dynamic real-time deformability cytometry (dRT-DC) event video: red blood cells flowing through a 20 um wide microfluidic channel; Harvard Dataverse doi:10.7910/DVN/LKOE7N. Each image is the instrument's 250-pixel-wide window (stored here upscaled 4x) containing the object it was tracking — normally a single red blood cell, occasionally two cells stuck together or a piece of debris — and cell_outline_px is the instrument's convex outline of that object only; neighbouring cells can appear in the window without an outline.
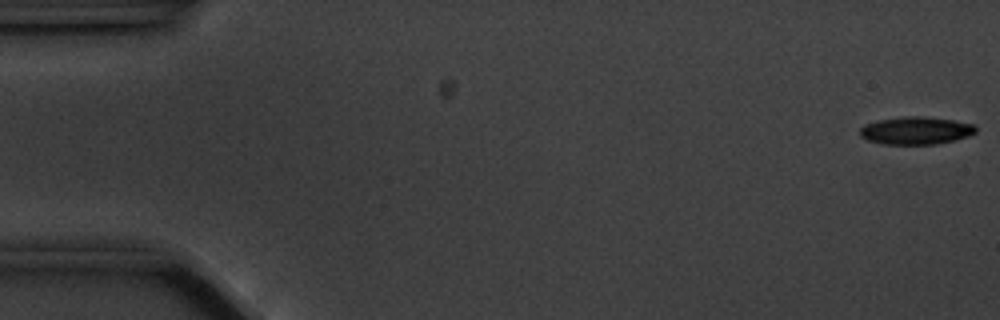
{"species": "common noctule bat (a hibernating species)", "species_latin": "Nyctalus noctula", "temperature_condition": "cold", "stored_images_in_passage": 58, "segment_of_instrument_passage": [1, 2], "camera_frame_rate_fps": 3000, "um_per_image_px": 0.085, "animal": {"sex": "male", "body_mass_g": 20.1, "forearm_length_mm": 53.5}, "frame": {"image": 1, "passage_image": 1, "time_ms": 0.0, "image_size_px": [1000, 320], "cell_outline_px": [[976, 132], [968, 136], [956, 140], [936, 144], [884, 144], [868, 140], [860, 136], [860, 128], [864, 124], [876, 120], [904, 116], [924, 116], [952, 120], [972, 124], [976, 128]], "centroid_in_image_um": [77.83, 11.09], "position_along_channel_um": 7.2, "area_um2": 18.73}}
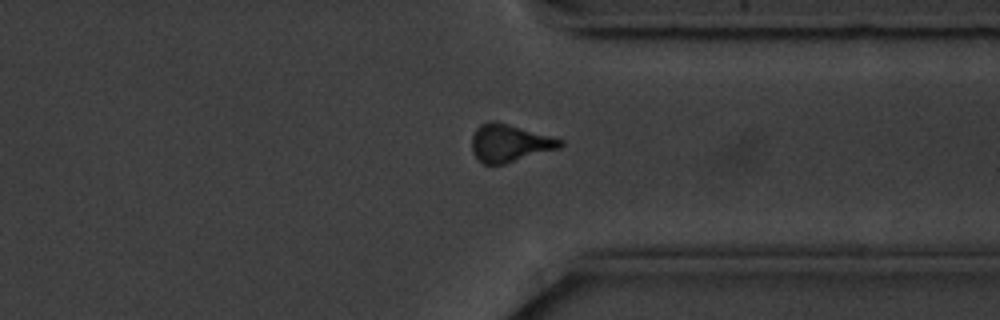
{"frame": {"image": 2, "passage_image": 43, "time_ms": 14.0, "image_size_px": [1000, 320], "cell_outline_px": [[564, 144], [560, 148], [504, 164], [484, 164], [472, 152], [472, 136], [476, 128], [480, 124], [488, 120], [492, 120], [508, 124], [564, 140]], "centroid_in_image_um": [43.3, 12.15], "position_along_channel_um": 368.1, "area_um2": 19.25}}
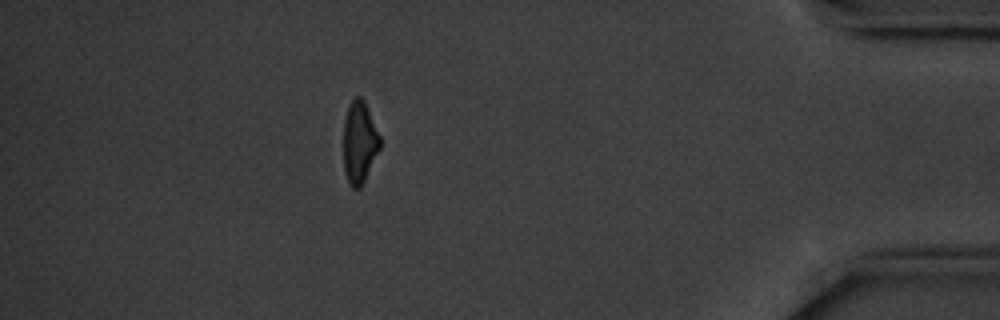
{"frame": {"image": 3, "passage_image": 50, "time_ms": 16.333, "image_size_px": [1000, 320], "cell_outline_px": [[380, 148], [360, 188], [352, 188], [348, 180], [344, 168], [344, 120], [348, 104], [356, 96], [360, 96], [364, 100], [380, 136]], "centroid_in_image_um": [30.55, 12.06], "position_along_channel_um": 404.7, "area_um2": 17.22}}